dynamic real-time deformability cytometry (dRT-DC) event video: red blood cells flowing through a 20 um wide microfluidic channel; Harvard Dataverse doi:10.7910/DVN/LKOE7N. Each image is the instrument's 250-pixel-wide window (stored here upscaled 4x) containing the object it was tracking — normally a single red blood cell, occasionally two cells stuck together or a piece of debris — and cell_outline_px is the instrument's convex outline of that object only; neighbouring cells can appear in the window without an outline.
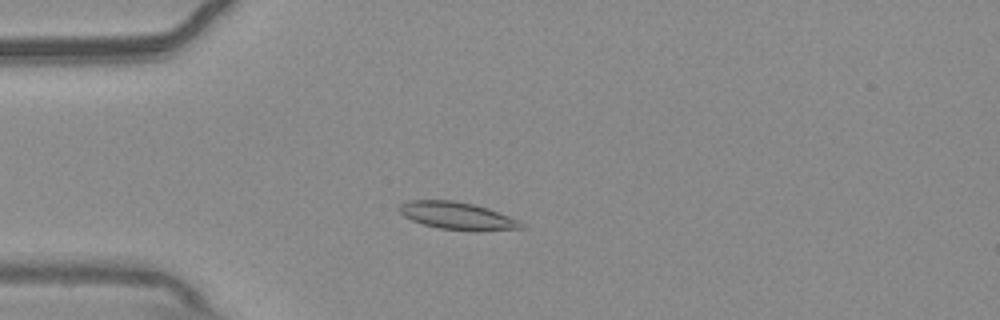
{"species": "common noctule bat (a hibernating species)", "species_latin": "Nyctalus noctula", "temperature_condition": "warm", "stored_images_in_passage": 54, "camera_frame_rate_fps": 3000, "um_per_image_px": 0.085, "animal": {"sex": "male", "body_mass_g": 20.4}, "frame": {"image": 1, "passage_image": 14, "time_ms": 4.333, "image_size_px": [1000, 320], "cell_outline_px": [[524, 228], [476, 232], [472, 232], [440, 228], [424, 224], [412, 220], [404, 216], [396, 208], [400, 204], [408, 200], [452, 200], [472, 204], [488, 208], [508, 216], [524, 224]], "centroid_in_image_um": [38.85, 18.35], "position_along_channel_um": 46.1, "area_um2": 19.59}}
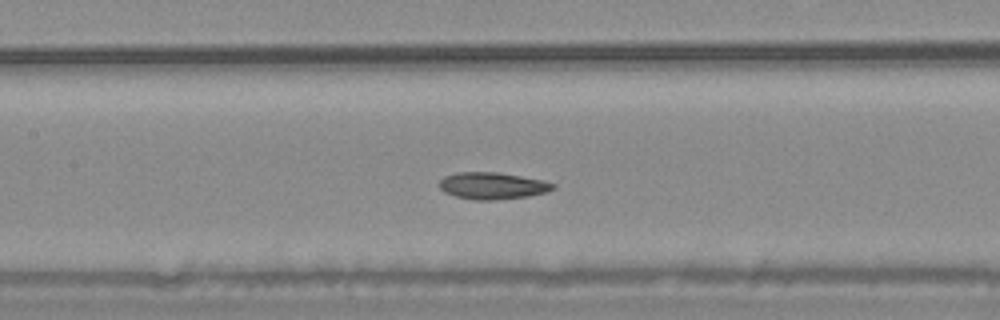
{"frame": {"image": 2, "passage_image": 25, "time_ms": 8.0, "image_size_px": [1000, 320], "cell_outline_px": [[556, 188], [544, 192], [528, 196], [492, 200], [472, 200], [456, 196], [444, 192], [440, 188], [440, 180], [444, 176], [456, 172], [496, 172], [544, 180], [556, 184]], "centroid_in_image_um": [41.85, 15.78], "position_along_channel_um": 165.6, "area_um2": 17.74}}
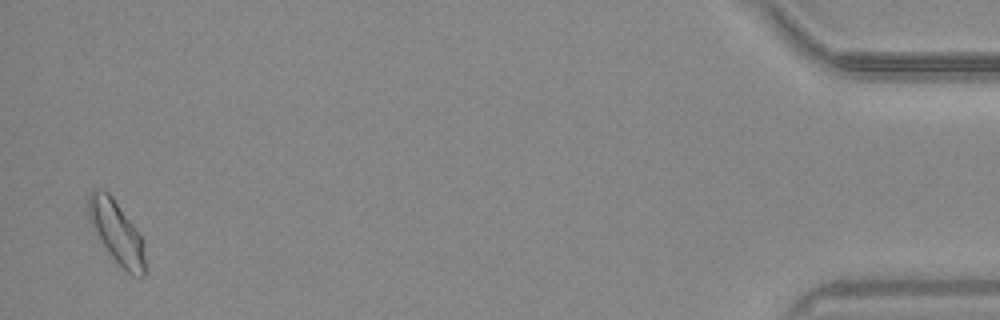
{"frame": {"image": 3, "passage_image": 53, "time_ms": 17.333, "image_size_px": [1000, 320], "cell_outline_px": [[148, 272], [144, 276], [132, 276], [108, 252], [92, 228], [88, 220], [88, 192], [92, 188], [104, 188], [112, 196], [136, 228], [140, 236], [148, 268]], "centroid_in_image_um": [9.9, 19.71], "position_along_channel_um": 425.3, "area_um2": 20.92}, "authors_computed_cell_mechanics": {"area_um2": 18.1781, "velocity_mm_per_s": 3.7181, "shape_relaxation_time_tau1_ms": 6.0948, "shape_relaxation_time_tau2_ms": 8.7011, "deformation_change_tau1": 0.1348, "deformation_change_tau2": 0.1076}}